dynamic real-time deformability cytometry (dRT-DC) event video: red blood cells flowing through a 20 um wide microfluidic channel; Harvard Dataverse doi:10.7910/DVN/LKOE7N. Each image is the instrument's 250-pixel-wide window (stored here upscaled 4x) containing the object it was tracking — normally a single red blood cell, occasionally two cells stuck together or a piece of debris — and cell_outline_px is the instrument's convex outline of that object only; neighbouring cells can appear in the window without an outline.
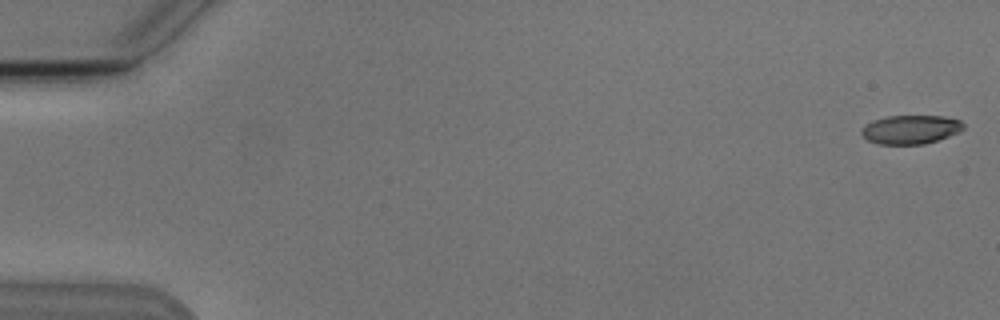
{"species": "Egyptian fruit bat (a non-hibernating species)", "species_latin": "Rousettus aegyptiacus", "temperature_condition": "cold", "stored_images_in_passage": 5, "camera_frame_rate_fps": 3000, "um_per_image_px": 0.085, "animal": {"sex": "male"}, "frame": {"image": 1, "passage_image": 1, "time_ms": 0.0, "image_size_px": [1000, 320], "cell_outline_px": [[964, 128], [960, 132], [924, 144], [880, 144], [868, 140], [860, 132], [864, 124], [888, 116], [944, 116], [960, 120], [964, 124]], "centroid_in_image_um": [77.42, 11.0], "position_along_channel_um": 7.6, "area_um2": 16.99}}